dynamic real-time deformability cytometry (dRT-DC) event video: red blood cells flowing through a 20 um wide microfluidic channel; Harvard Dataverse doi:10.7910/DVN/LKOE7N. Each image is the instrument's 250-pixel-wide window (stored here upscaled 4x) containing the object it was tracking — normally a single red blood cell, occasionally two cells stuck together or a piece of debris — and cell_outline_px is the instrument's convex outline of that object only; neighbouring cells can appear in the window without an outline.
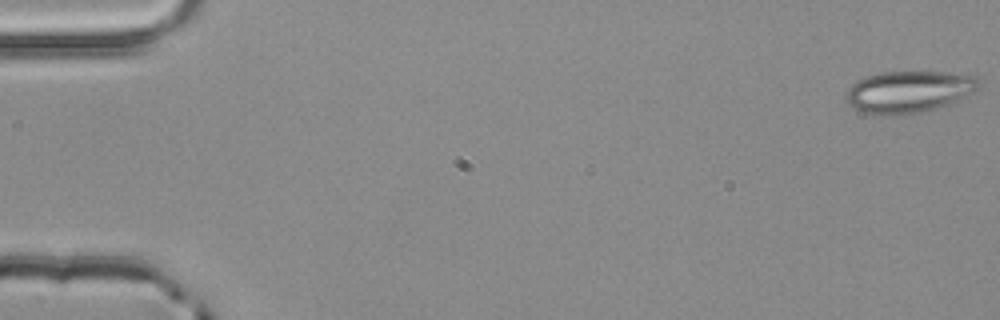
{"species": "common noctule bat (a hibernating species)", "species_latin": "Nyctalus noctula", "temperature_condition": "room temperature", "stored_images_in_passage": 4, "camera_frame_rate_fps": 3000, "um_per_image_px": 0.085, "animal": {"sex": "male", "body_mass_g": 20.4}, "frame": {"image": 1, "passage_image": 1, "time_ms": 0.0, "image_size_px": [1000, 320], "cell_outline_px": [[984, 84], [976, 92], [956, 100], [932, 108], [916, 112], [896, 116], [876, 116], [864, 112], [856, 108], [844, 100], [844, 96], [848, 88], [852, 84], [868, 76], [880, 72], [944, 72], [976, 76]], "centroid_in_image_um": [77.25, 7.79], "position_along_channel_um": 7.7, "area_um2": 32.37}}